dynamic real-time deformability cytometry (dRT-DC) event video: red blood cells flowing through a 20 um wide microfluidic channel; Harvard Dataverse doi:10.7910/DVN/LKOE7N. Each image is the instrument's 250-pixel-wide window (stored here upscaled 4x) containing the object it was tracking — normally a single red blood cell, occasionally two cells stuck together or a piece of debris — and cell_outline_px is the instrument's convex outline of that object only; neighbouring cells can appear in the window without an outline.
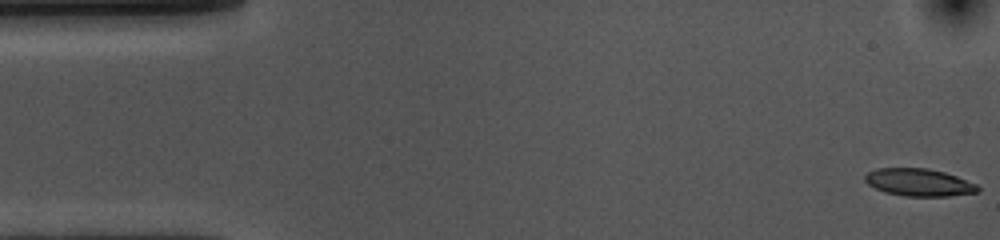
{"species": "common noctule bat (a hibernating species)", "species_latin": "Nyctalus noctula", "temperature_condition": "cold", "stored_images_in_passage": 54, "camera_frame_rate_fps": 3000, "um_per_image_px": 0.085, "animal": {"sex": "female", "body_mass_g": 10.0, "forearm_length_mm": 53.1}, "frame": {"image": 1, "passage_image": 1, "time_ms": 0.0, "image_size_px": [1000, 240], "cell_outline_px": [[980, 192], [948, 196], [904, 196], [884, 192], [868, 184], [864, 180], [864, 176], [868, 172], [876, 168], [928, 168], [944, 172], [956, 176], [976, 184], [980, 188]], "centroid_in_image_um": [78.1, 15.5], "position_along_channel_um": 6.9, "area_um2": 18.09}}
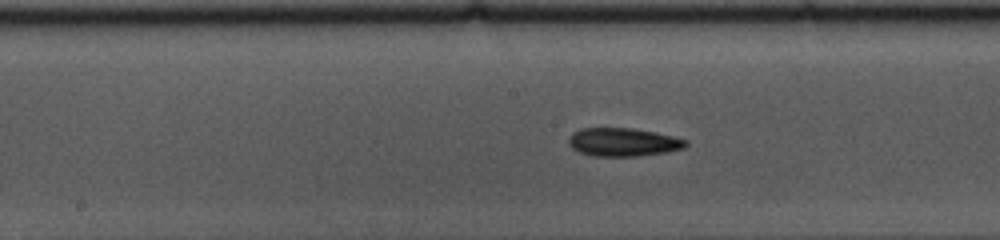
{"frame": {"image": 2, "passage_image": 26, "time_ms": 8.333, "image_size_px": [1000, 240], "cell_outline_px": [[688, 144], [684, 148], [668, 152], [636, 156], [592, 156], [580, 152], [572, 148], [568, 144], [568, 140], [572, 132], [580, 128], [632, 128], [656, 132], [688, 140]], "centroid_in_image_um": [52.96, 12.08], "position_along_channel_um": 195.2, "area_um2": 19.48}}
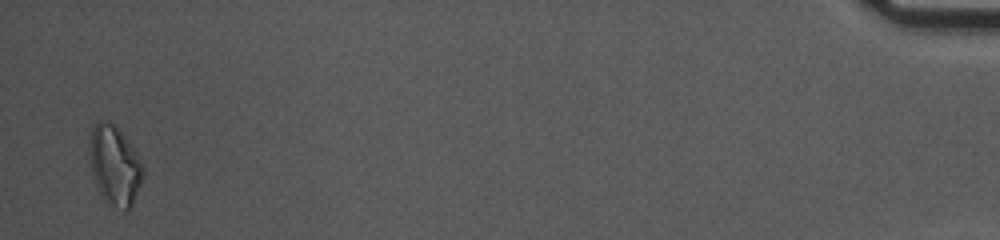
{"frame": {"image": 3, "passage_image": 53, "time_ms": 17.333, "image_size_px": [1000, 240], "cell_outline_px": [[144, 176], [132, 204], [124, 212], [100, 196], [92, 176], [88, 156], [88, 140], [92, 124], [100, 120], [108, 120], [116, 124], [136, 152], [144, 168]], "centroid_in_image_um": [9.7, 14.0], "position_along_channel_um": 425.5, "area_um2": 25.37}, "authors_computed_cell_mechanics": {"area_um2": 18.6694, "velocity_mm_per_s": 3.614, "shape_relaxation_time_tau1_ms": 10.7897, "shape_relaxation_time_tau2_ms": 6.9215, "deformation_change_tau1": 0.215, "deformation_change_tau2": 0.1648}}